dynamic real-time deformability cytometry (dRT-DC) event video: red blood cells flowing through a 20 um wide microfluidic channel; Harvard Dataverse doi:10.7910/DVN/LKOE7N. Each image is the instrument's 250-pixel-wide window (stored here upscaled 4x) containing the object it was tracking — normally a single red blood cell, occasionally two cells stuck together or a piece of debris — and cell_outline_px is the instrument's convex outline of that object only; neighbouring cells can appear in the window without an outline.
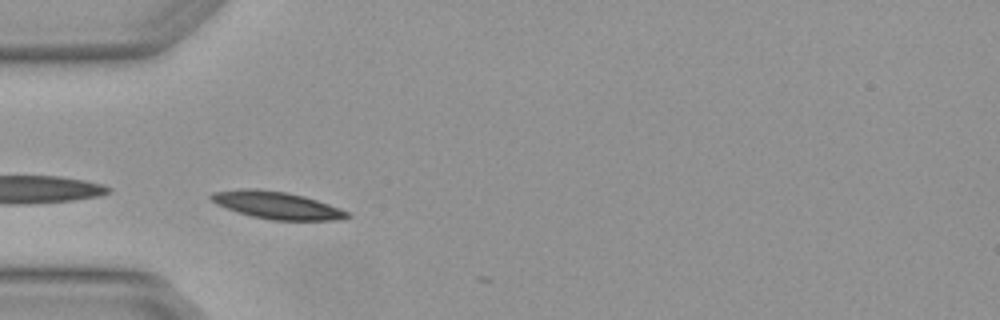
{"species": "Egyptian fruit bat (a non-hibernating species)", "species_latin": "Rousettus aegyptiacus", "temperature_condition": "warm", "stored_images_in_passage": 3, "camera_frame_rate_fps": 3000, "um_per_image_px": 0.085, "animal": {"sex": "female"}, "frame": {"image": 1, "passage_image": 2, "time_ms": 0.333, "image_size_px": [1000, 320], "cell_outline_px": [[352, 216], [336, 220], [272, 220], [252, 216], [236, 212], [216, 204], [208, 200], [208, 196], [212, 192], [240, 188], [256, 188], [284, 192], [304, 196], [340, 208], [348, 212]], "centroid_in_image_um": [23.45, 17.43], "position_along_channel_um": 61.5, "area_um2": 21.79}}